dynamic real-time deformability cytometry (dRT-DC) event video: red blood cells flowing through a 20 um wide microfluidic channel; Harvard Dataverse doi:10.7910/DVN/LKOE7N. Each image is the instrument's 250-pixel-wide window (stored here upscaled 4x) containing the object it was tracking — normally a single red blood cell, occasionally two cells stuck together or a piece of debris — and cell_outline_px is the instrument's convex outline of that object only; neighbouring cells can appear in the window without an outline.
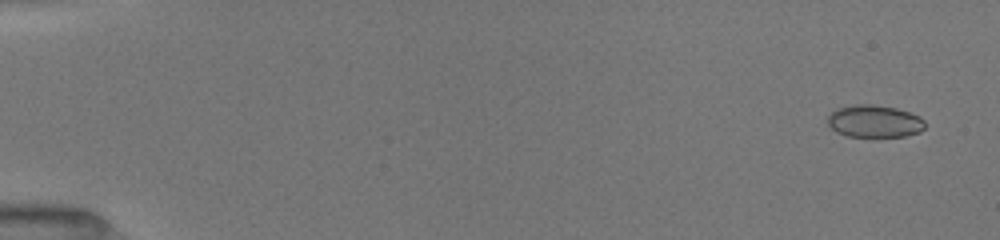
{"species": "common noctule bat (a hibernating species)", "species_latin": "Nyctalus noctula", "temperature_condition": "room temperature", "stored_images_in_passage": 52, "camera_frame_rate_fps": 3000, "um_per_image_px": 0.085, "animal": {"sex": "female", "body_mass_g": 19.5, "forearm_length_mm": 54.1}, "frame": {"image": 1, "passage_image": 3, "time_ms": 0.667, "image_size_px": [1000, 240], "cell_outline_px": [[924, 128], [920, 132], [904, 136], [848, 136], [836, 132], [828, 124], [828, 116], [836, 108], [856, 104], [872, 104], [896, 108], [920, 116], [924, 120]], "centroid_in_image_um": [74.32, 10.3], "position_along_channel_um": 10.7, "area_um2": 18.26}}
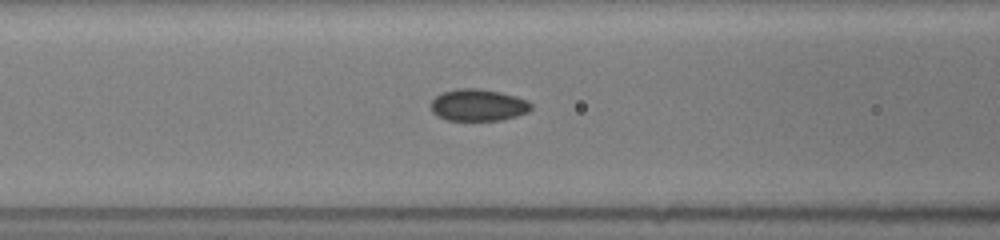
{"frame": {"image": 2, "passage_image": 23, "time_ms": 7.333, "image_size_px": [1000, 240], "cell_outline_px": [[532, 108], [528, 112], [516, 116], [500, 120], [448, 120], [436, 116], [432, 112], [432, 100], [436, 96], [444, 92], [456, 88], [476, 88], [500, 92], [516, 96], [528, 100], [532, 104]], "centroid_in_image_um": [40.66, 8.93], "position_along_channel_um": 125.9, "area_um2": 18.61}}
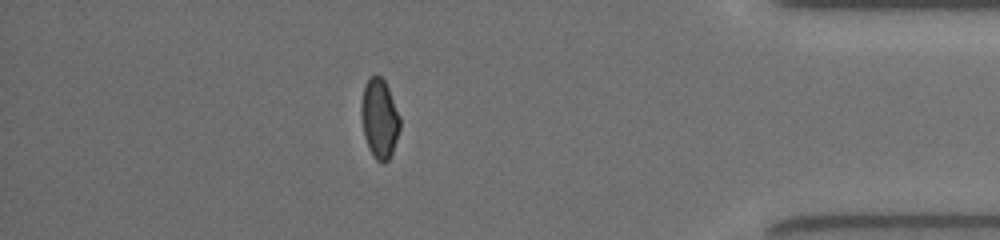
{"frame": {"image": 3, "passage_image": 46, "time_ms": 15.0, "image_size_px": [1000, 240], "cell_outline_px": [[400, 128], [392, 152], [388, 160], [384, 164], [380, 164], [372, 156], [368, 148], [364, 136], [360, 112], [360, 104], [364, 84], [368, 76], [380, 76], [384, 80], [388, 88], [400, 116]], "centroid_in_image_um": [32.23, 10.09], "position_along_channel_um": 403.0, "area_um2": 18.21}, "authors_computed_cell_mechanics": {"area_um2": 18.6116, "velocity_mm_per_s": 4.0509, "shape_relaxation_time_tau1_ms": null, "shape_relaxation_time_tau2_ms": 2.232, "deformation_change_tau1": null, "deformation_change_tau2": 0.0527}}